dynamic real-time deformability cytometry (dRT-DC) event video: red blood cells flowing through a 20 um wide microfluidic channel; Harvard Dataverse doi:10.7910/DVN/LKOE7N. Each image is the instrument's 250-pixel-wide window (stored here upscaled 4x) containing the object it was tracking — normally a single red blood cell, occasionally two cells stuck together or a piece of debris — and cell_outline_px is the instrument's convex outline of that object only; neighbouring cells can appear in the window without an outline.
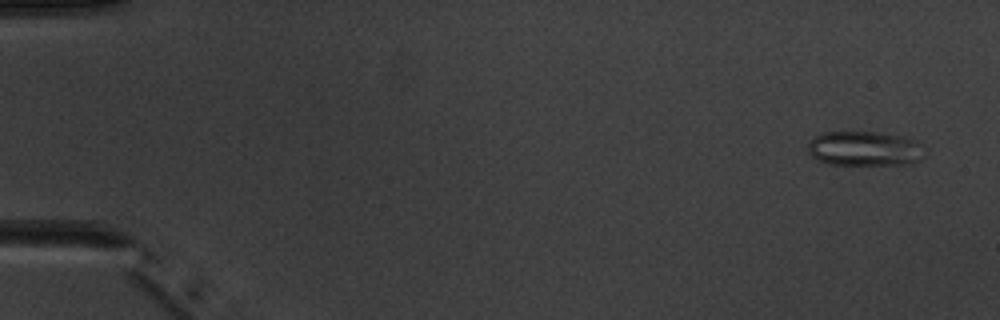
{"species": "common noctule bat (a hibernating species)", "species_latin": "Nyctalus noctula", "temperature_condition": "warm", "stored_images_in_passage": 8, "camera_frame_rate_fps": 3000, "um_per_image_px": 0.085, "animal": {"sex": "male", "body_mass_g": 20.1, "forearm_length_mm": 53.5}, "frame": {"image": 1, "passage_image": 1, "time_ms": 0.0, "image_size_px": [1000, 320], "cell_outline_px": [[924, 156], [920, 160], [908, 164], [828, 164], [812, 156], [808, 152], [808, 144], [816, 136], [824, 132], [880, 132], [904, 136], [916, 140], [920, 144]], "centroid_in_image_um": [73.51, 12.62], "position_along_channel_um": 11.5, "area_um2": 23.47}}
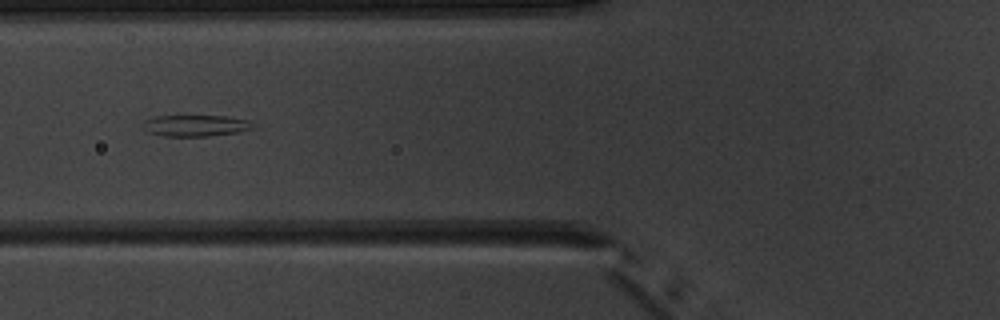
{"frame": {"image": 2, "passage_image": 5, "time_ms": 6.0, "image_size_px": [1000, 320], "cell_outline_px": [[256, 124], [252, 128], [240, 132], [208, 136], [164, 136], [148, 132], [140, 128], [140, 124], [144, 120], [156, 116], [224, 116], [252, 120]], "centroid_in_image_um": [16.61, 10.67], "position_along_channel_um": 109.2, "area_um2": 13.99}}
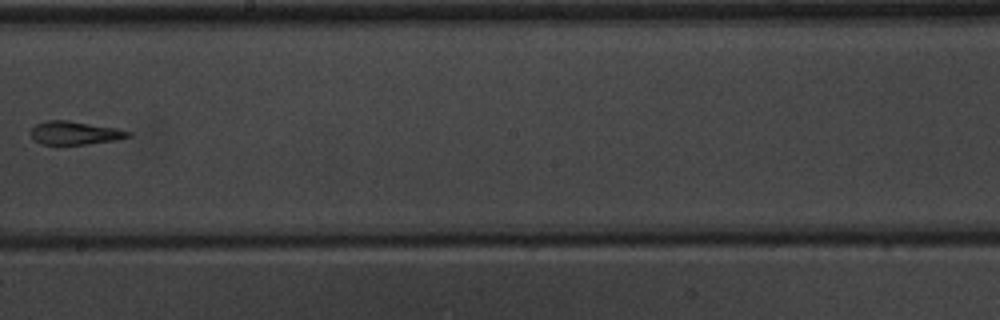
{"frame": {"image": 3, "passage_image": 8, "time_ms": 9.333, "image_size_px": [1000, 320], "cell_outline_px": [[132, 136], [116, 140], [88, 144], [44, 144], [36, 140], [32, 136], [32, 128], [36, 124], [48, 120], [68, 120], [116, 128], [132, 132]], "centroid_in_image_um": [6.42, 11.29], "position_along_channel_um": 241.8, "area_um2": 13.06}}